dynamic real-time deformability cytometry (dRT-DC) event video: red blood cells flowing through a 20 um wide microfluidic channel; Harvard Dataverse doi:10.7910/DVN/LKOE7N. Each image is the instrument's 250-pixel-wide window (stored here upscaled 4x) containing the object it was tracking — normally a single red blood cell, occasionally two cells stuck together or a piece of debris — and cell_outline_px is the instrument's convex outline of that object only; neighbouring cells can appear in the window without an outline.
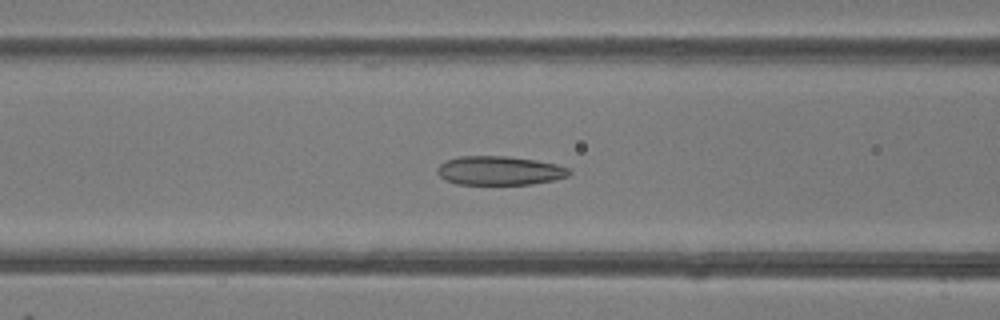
{"species": "common noctule bat (a hibernating species)", "species_latin": "Nyctalus noctula", "temperature_condition": "room temperature", "stored_images_in_passage": 45, "camera_frame_rate_fps": 3000, "um_per_image_px": 0.085, "animal": {"sex": "female"}, "frame": {"image": 1, "passage_image": 16, "time_ms": 5.0, "image_size_px": [1000, 320], "cell_outline_px": [[572, 172], [568, 176], [552, 180], [532, 184], [456, 184], [440, 176], [436, 172], [436, 168], [440, 164], [448, 160], [460, 156], [508, 156], [536, 160], [556, 164], [568, 168]], "centroid_in_image_um": [42.46, 14.5], "position_along_channel_um": 124.1, "area_um2": 22.14}}
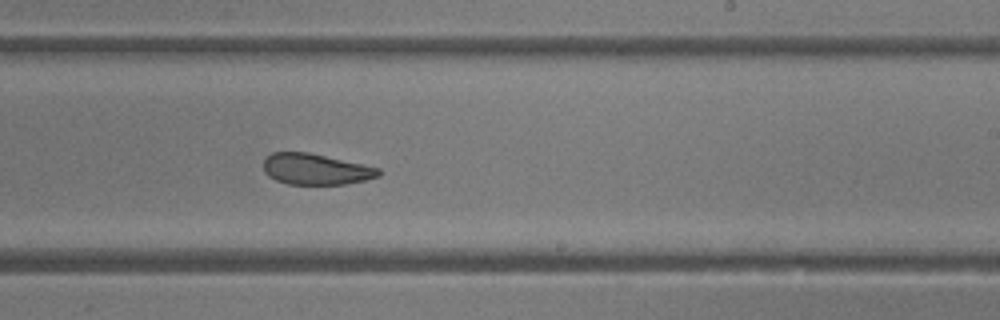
{"frame": {"image": 2, "passage_image": 26, "time_ms": 8.333, "image_size_px": [1000, 320], "cell_outline_px": [[380, 176], [364, 180], [344, 184], [288, 184], [276, 180], [268, 176], [264, 172], [264, 160], [272, 152], [308, 152], [380, 168]], "centroid_in_image_um": [26.82, 14.38], "position_along_channel_um": 262.2, "area_um2": 20.63}}
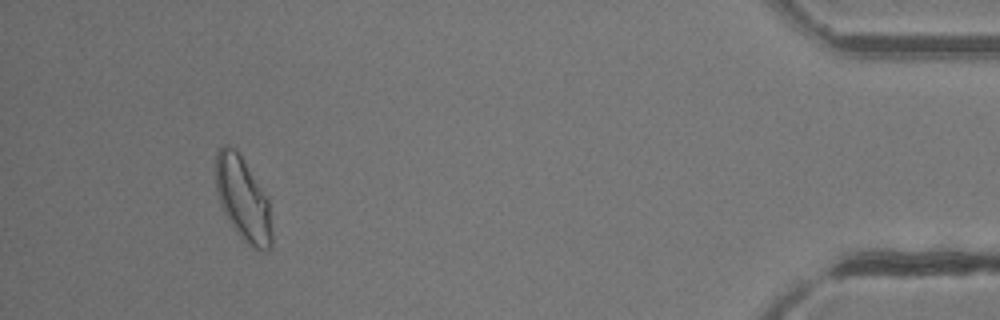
{"frame": {"image": 3, "passage_image": 42, "time_ms": 13.667, "image_size_px": [1000, 320], "cell_outline_px": [[272, 248], [264, 252], [252, 248], [244, 240], [228, 220], [220, 204], [216, 188], [216, 152], [224, 144], [228, 144], [236, 148], [268, 196], [272, 232]], "centroid_in_image_um": [20.67, 16.91], "position_along_channel_um": 414.5, "area_um2": 27.63}, "authors_computed_cell_mechanics": {"area_um2": 24.1026, "velocity_mm_per_s": 4.151, "shape_relaxation_time_tau1_ms": null, "shape_relaxation_time_tau2_ms": 2.6341, "deformation_change_tau1": null, "deformation_change_tau2": 0.0887}}